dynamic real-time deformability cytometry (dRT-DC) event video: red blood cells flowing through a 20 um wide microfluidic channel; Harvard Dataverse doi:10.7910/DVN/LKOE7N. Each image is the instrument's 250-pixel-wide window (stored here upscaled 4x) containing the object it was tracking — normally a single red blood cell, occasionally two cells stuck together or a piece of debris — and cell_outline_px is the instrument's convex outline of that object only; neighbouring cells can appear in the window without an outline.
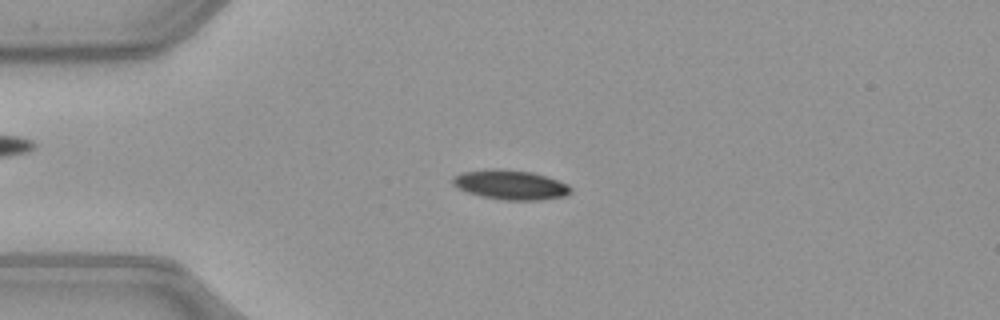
{"species": "common noctule bat (a hibernating species)", "species_latin": "Nyctalus noctula", "temperature_condition": "warm", "stored_images_in_passage": 51, "camera_frame_rate_fps": 3000, "um_per_image_px": 0.085, "animal": {"sex": "female", "body_mass_g": 21.9}, "frame": {"image": 1, "passage_image": 12, "time_ms": 3.667, "image_size_px": [1000, 320], "cell_outline_px": [[572, 192], [564, 196], [540, 200], [504, 200], [484, 196], [468, 192], [452, 184], [452, 176], [460, 172], [492, 168], [496, 168], [532, 172], [568, 184], [572, 188]], "centroid_in_image_um": [43.38, 15.7], "position_along_channel_um": 41.6, "area_um2": 20.23}}
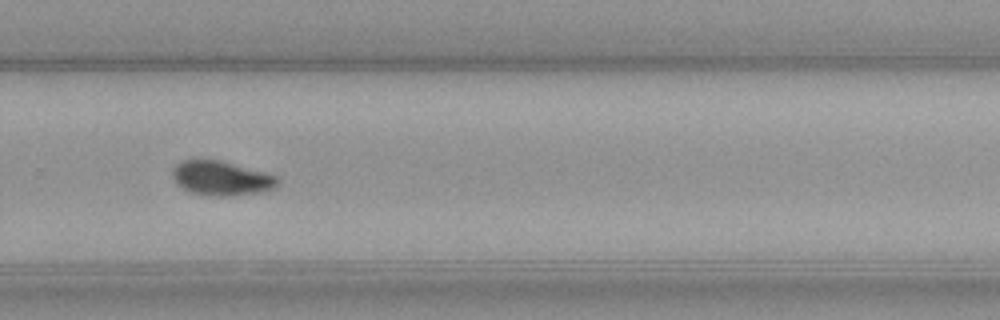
{"frame": {"image": 2, "passage_image": 34, "time_ms": 11.0, "image_size_px": [1000, 320], "cell_outline_px": [[280, 184], [276, 188], [260, 192], [232, 196], [208, 196], [192, 192], [184, 188], [172, 176], [172, 168], [176, 164], [184, 160], [220, 160], [264, 172], [276, 176], [280, 180]], "centroid_in_image_um": [18.86, 15.16], "position_along_channel_um": 310.9, "area_um2": 20.98}}
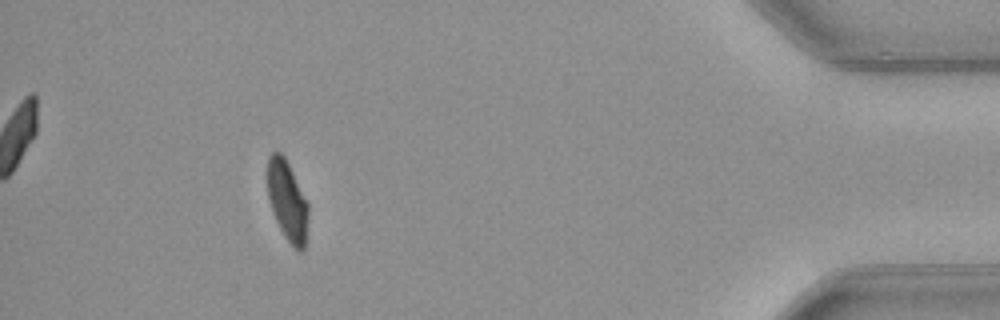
{"frame": {"image": 3, "passage_image": 46, "time_ms": 15.0, "image_size_px": [1000, 320], "cell_outline_px": [[308, 216], [304, 248], [300, 252], [284, 236], [276, 220], [268, 196], [268, 160], [272, 152], [280, 152], [284, 156], [308, 204]], "centroid_in_image_um": [24.42, 17.07], "position_along_channel_um": 410.8, "area_um2": 18.38}, "authors_computed_cell_mechanics": {"area_um2": 20.4034, "velocity_mm_per_s": 4.0188, "shape_relaxation_time_tau1_ms": 3.2599, "shape_relaxation_time_tau2_ms": null, "deformation_change_tau1": 0.1316, "deformation_change_tau2": null}}